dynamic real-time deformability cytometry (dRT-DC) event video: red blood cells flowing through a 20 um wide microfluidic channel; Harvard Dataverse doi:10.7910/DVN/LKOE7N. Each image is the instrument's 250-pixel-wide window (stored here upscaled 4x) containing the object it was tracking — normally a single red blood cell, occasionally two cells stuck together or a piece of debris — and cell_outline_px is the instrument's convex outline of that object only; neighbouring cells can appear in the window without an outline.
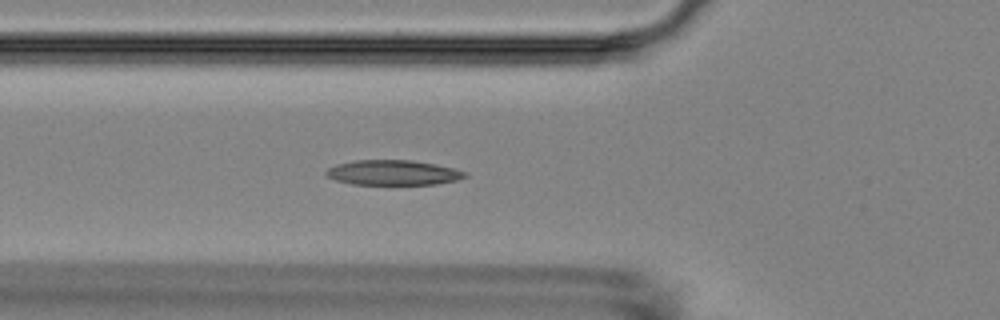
{"species": "Egyptian fruit bat (a non-hibernating species)", "species_latin": "Rousettus aegyptiacus", "temperature_condition": "room temperature", "stored_images_in_passage": 6, "camera_frame_rate_fps": 3000, "um_per_image_px": 0.085, "animal": {"sex": "female"}, "frame": {"image": 1, "passage_image": 6, "time_ms": 5.667, "image_size_px": [1000, 320], "cell_outline_px": [[468, 176], [456, 180], [436, 184], [352, 184], [336, 180], [328, 176], [324, 172], [328, 168], [336, 164], [356, 160], [412, 160], [436, 164], [452, 168], [464, 172]], "centroid_in_image_um": [33.39, 14.67], "position_along_channel_um": 92.4, "area_um2": 20.06}}